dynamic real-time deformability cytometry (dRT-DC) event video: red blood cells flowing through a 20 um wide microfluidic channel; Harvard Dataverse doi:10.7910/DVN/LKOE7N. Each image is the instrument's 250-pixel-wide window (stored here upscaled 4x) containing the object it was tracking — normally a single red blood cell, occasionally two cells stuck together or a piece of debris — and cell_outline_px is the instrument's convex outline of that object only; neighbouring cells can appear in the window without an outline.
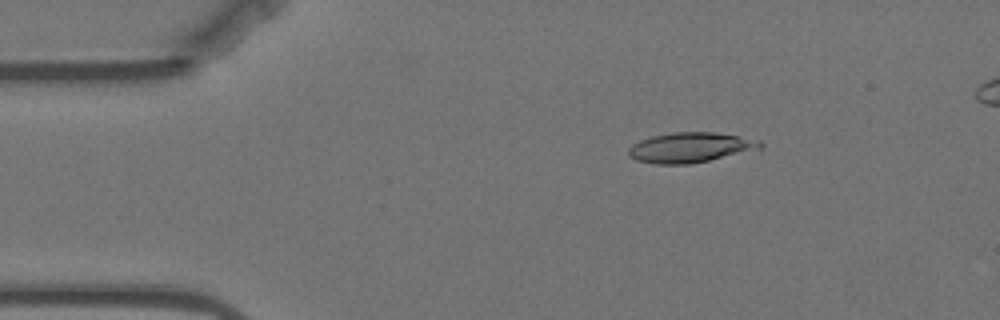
{"species": "Egyptian fruit bat (a non-hibernating species)", "species_latin": "Rousettus aegyptiacus", "temperature_condition": "warm", "stored_images_in_passage": 8, "camera_frame_rate_fps": 3000, "um_per_image_px": 0.085, "animal": {"sex": "female"}, "frame": {"image": 1, "passage_image": 2, "time_ms": 0.333, "image_size_px": [1000, 320], "cell_outline_px": [[764, 144], [760, 148], [692, 164], [656, 164], [636, 160], [628, 156], [628, 148], [632, 144], [640, 140], [652, 136], [676, 132], [716, 132], [760, 140]], "centroid_in_image_um": [58.64, 12.53], "position_along_channel_um": 26.4, "area_um2": 22.95}}